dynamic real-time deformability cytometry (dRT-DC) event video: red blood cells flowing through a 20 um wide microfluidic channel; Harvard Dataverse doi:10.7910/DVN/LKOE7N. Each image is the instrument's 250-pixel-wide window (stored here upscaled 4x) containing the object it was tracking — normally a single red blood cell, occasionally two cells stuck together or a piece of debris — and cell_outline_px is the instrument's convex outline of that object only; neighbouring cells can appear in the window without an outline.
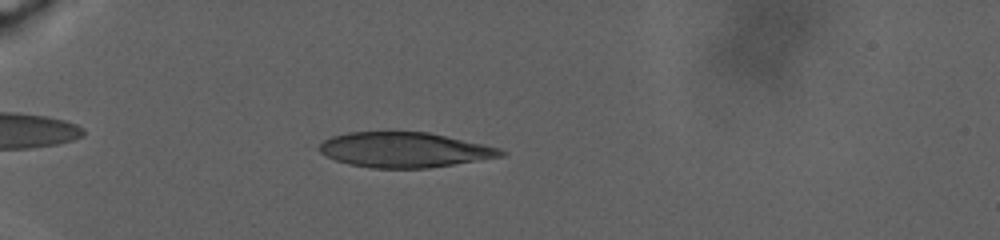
{"species": "human", "species_latin": "Homo sapiens", "temperature_condition": "warm", "stored_images_in_passage": 33, "camera_frame_rate_fps": 3000, "um_per_image_px": 0.085, "donor": {"sex": "male"}, "frame": {"image": 1, "passage_image": 22, "time_ms": 9.333, "image_size_px": [1000, 240], "cell_outline_px": [[508, 152], [504, 156], [428, 168], [368, 168], [348, 164], [336, 160], [320, 152], [316, 148], [324, 140], [332, 136], [348, 132], [428, 132], [484, 144], [500, 148]], "centroid_in_image_um": [34.37, 12.74], "position_along_channel_um": 50.6, "area_um2": 37.17}}
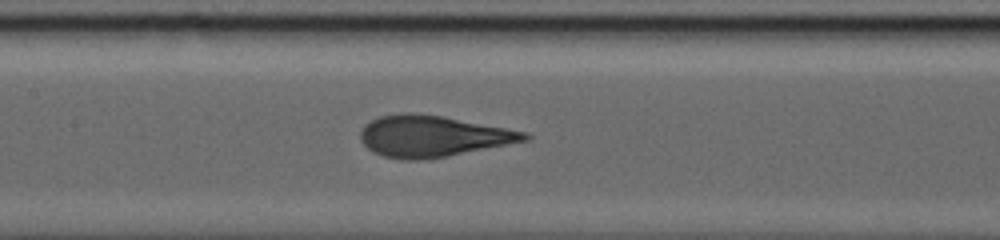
{"frame": {"image": 2, "passage_image": 28, "time_ms": 16.333, "image_size_px": [1000, 240], "cell_outline_px": [[532, 136], [528, 140], [428, 160], [404, 160], [384, 156], [368, 148], [360, 140], [360, 132], [364, 124], [380, 116], [404, 112], [408, 112], [444, 116], [528, 132]], "centroid_in_image_um": [36.78, 11.57], "position_along_channel_um": 170.6, "area_um2": 39.48}}
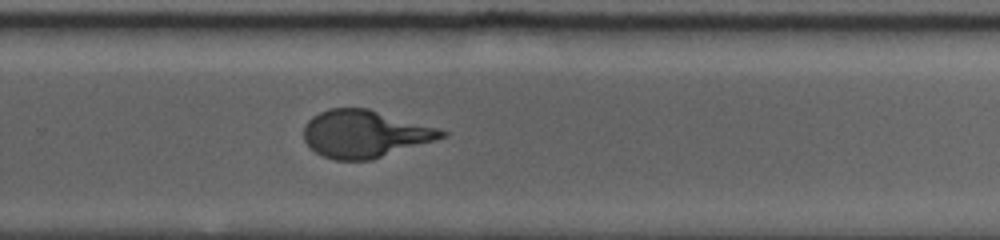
{"frame": {"image": 3, "passage_image": 33, "time_ms": 22.0, "image_size_px": [1000, 240], "cell_outline_px": [[448, 136], [436, 140], [372, 160], [332, 160], [316, 152], [304, 140], [304, 124], [312, 116], [328, 108], [368, 108], [440, 128], [448, 132]], "centroid_in_image_um": [31.03, 11.37], "position_along_channel_um": 298.8, "area_um2": 38.26}}